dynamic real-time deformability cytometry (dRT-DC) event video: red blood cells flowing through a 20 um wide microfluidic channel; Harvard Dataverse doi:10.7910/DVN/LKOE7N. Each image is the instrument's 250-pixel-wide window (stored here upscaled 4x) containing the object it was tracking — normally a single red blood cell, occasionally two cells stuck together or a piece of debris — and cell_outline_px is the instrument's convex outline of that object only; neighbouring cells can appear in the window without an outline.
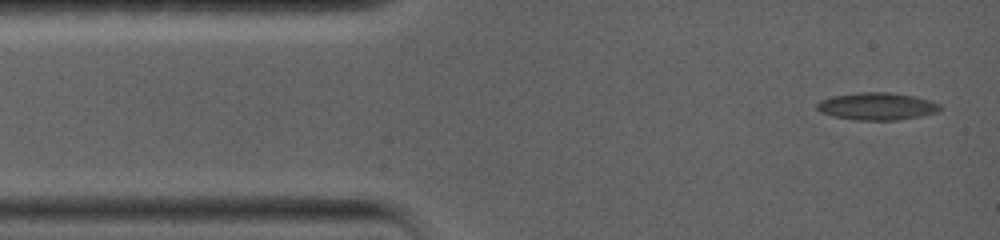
{"species": "common noctule bat (a hibernating species)", "species_latin": "Nyctalus noctula", "temperature_condition": "warm", "stored_images_in_passage": 5, "camera_frame_rate_fps": 5000, "um_per_image_px": 0.085, "animal": {"sex": "female", "body_mass_g": 19.0, "forearm_length_mm": 56.7}, "frame": {"image": 1, "passage_image": 1, "time_ms": 0.0, "image_size_px": [1000, 240], "cell_outline_px": [[940, 108], [936, 112], [920, 116], [896, 120], [856, 120], [832, 116], [820, 112], [816, 108], [816, 104], [820, 100], [832, 96], [860, 92], [888, 92], [916, 96], [940, 104]], "centroid_in_image_um": [74.5, 9.03], "position_along_channel_um": 10.5, "area_um2": 19.59}}
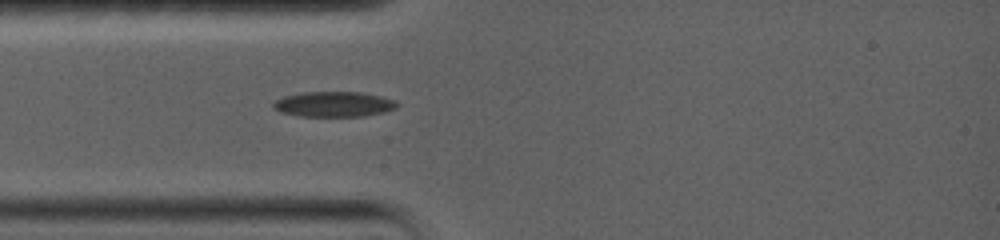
{"frame": {"image": 2, "passage_image": 4, "time_ms": 3.0, "image_size_px": [1000, 240], "cell_outline_px": [[400, 104], [396, 108], [384, 112], [364, 116], [300, 116], [280, 112], [272, 108], [272, 104], [276, 100], [284, 96], [300, 92], [360, 92], [380, 96], [396, 100]], "centroid_in_image_um": [28.37, 8.85], "position_along_channel_um": 56.6, "area_um2": 18.32}}
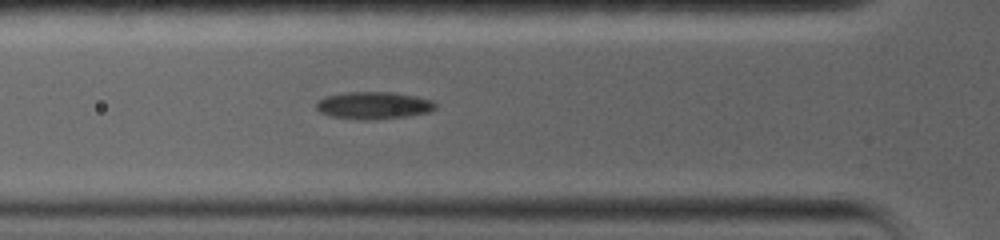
{"frame": {"image": 3, "passage_image": 5, "time_ms": 4.0, "image_size_px": [1000, 240], "cell_outline_px": [[436, 108], [428, 112], [408, 116], [364, 120], [332, 116], [320, 112], [316, 108], [316, 104], [324, 96], [348, 92], [392, 92], [432, 100], [436, 104]], "centroid_in_image_um": [31.75, 8.95], "position_along_channel_um": 94.1, "area_um2": 18.67}}